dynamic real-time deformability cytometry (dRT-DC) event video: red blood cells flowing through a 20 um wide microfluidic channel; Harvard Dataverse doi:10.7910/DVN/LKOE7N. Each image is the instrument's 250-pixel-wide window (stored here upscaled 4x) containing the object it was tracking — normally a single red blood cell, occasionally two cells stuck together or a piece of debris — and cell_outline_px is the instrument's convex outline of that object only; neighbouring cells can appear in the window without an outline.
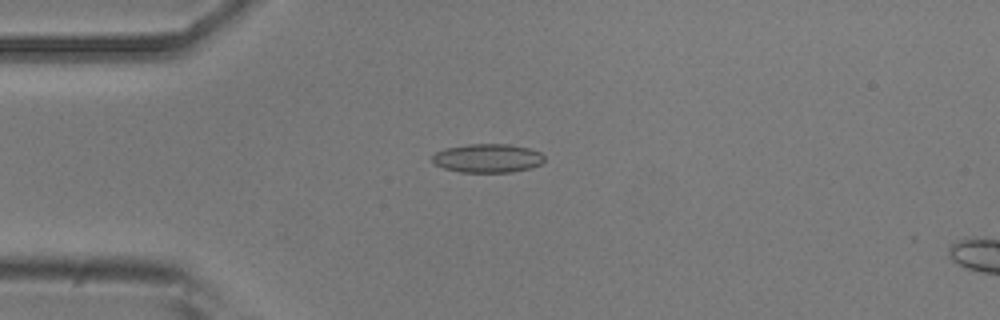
{"species": "common noctule bat (a hibernating species)", "species_latin": "Nyctalus noctula", "temperature_condition": "room temperature", "stored_images_in_passage": 51, "camera_frame_rate_fps": 3000, "um_per_image_px": 0.085, "animal": {"sex": "male", "body_mass_g": 20.5, "forearm_length_mm": 52.5}, "frame": {"image": 1, "passage_image": 13, "time_ms": 4.0, "image_size_px": [1000, 320], "cell_outline_px": [[544, 160], [540, 164], [532, 168], [512, 172], [460, 172], [444, 168], [432, 164], [432, 156], [436, 152], [444, 148], [468, 144], [508, 144], [528, 148], [540, 152], [544, 156]], "centroid_in_image_um": [41.42, 13.45], "position_along_channel_um": 43.6, "area_um2": 18.9}}
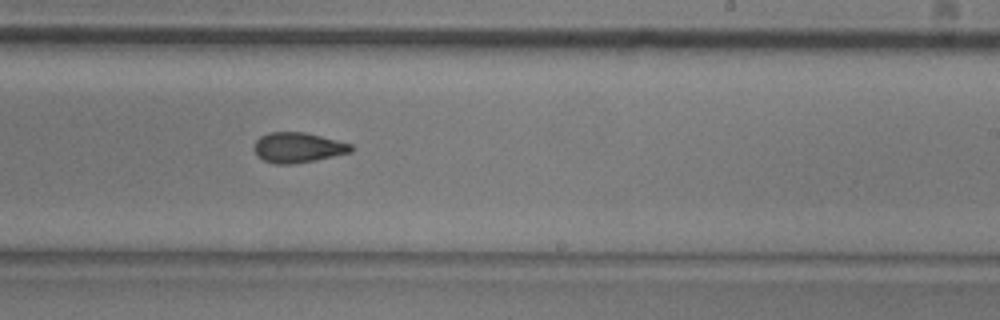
{"frame": {"image": 2, "passage_image": 31, "time_ms": 10.0, "image_size_px": [1000, 320], "cell_outline_px": [[352, 152], [292, 164], [276, 164], [264, 160], [256, 156], [252, 148], [256, 140], [260, 136], [268, 132], [304, 132], [352, 144]], "centroid_in_image_um": [25.26, 12.53], "position_along_channel_um": 263.7, "area_um2": 16.94}}
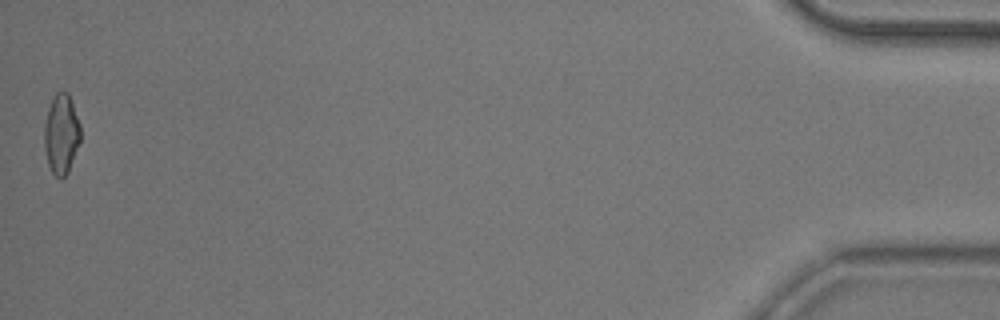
{"frame": {"image": 3, "passage_image": 51, "time_ms": 16.667, "image_size_px": [1000, 320], "cell_outline_px": [[80, 140], [68, 172], [60, 180], [48, 168], [44, 144], [44, 124], [48, 108], [56, 92], [68, 92], [80, 124]], "centroid_in_image_um": [5.19, 11.41], "position_along_channel_um": 430.0, "area_um2": 16.82}, "authors_computed_cell_mechanics": {"area_um2": 17.3978, "velocity_mm_per_s": 3.9606, "shape_relaxation_time_tau1_ms": 10.3942, "shape_relaxation_time_tau2_ms": 2.7717, "deformation_change_tau1": 0.2048, "deformation_change_tau2": 0.0855}}